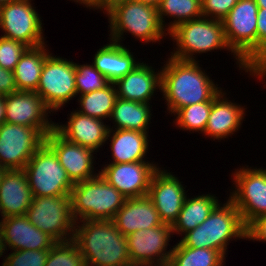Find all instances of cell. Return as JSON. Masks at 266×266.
<instances>
[{
  "label": "cell",
  "mask_w": 266,
  "mask_h": 266,
  "mask_svg": "<svg viewBox=\"0 0 266 266\" xmlns=\"http://www.w3.org/2000/svg\"><path fill=\"white\" fill-rule=\"evenodd\" d=\"M239 0H201L202 15L206 18L223 20Z\"/></svg>",
  "instance_id": "obj_39"
},
{
  "label": "cell",
  "mask_w": 266,
  "mask_h": 266,
  "mask_svg": "<svg viewBox=\"0 0 266 266\" xmlns=\"http://www.w3.org/2000/svg\"><path fill=\"white\" fill-rule=\"evenodd\" d=\"M266 243V214L254 219L246 227V241Z\"/></svg>",
  "instance_id": "obj_40"
},
{
  "label": "cell",
  "mask_w": 266,
  "mask_h": 266,
  "mask_svg": "<svg viewBox=\"0 0 266 266\" xmlns=\"http://www.w3.org/2000/svg\"><path fill=\"white\" fill-rule=\"evenodd\" d=\"M161 64V92L165 100V113L175 114L179 109L192 104L213 101L220 87L212 75L200 66L201 61H183L167 55ZM219 86V87H218Z\"/></svg>",
  "instance_id": "obj_1"
},
{
  "label": "cell",
  "mask_w": 266,
  "mask_h": 266,
  "mask_svg": "<svg viewBox=\"0 0 266 266\" xmlns=\"http://www.w3.org/2000/svg\"><path fill=\"white\" fill-rule=\"evenodd\" d=\"M45 266H86L85 260L72 239L57 242L50 250Z\"/></svg>",
  "instance_id": "obj_35"
},
{
  "label": "cell",
  "mask_w": 266,
  "mask_h": 266,
  "mask_svg": "<svg viewBox=\"0 0 266 266\" xmlns=\"http://www.w3.org/2000/svg\"><path fill=\"white\" fill-rule=\"evenodd\" d=\"M72 214L75 221H111L124 205V197L100 174L74 184L70 193Z\"/></svg>",
  "instance_id": "obj_6"
},
{
  "label": "cell",
  "mask_w": 266,
  "mask_h": 266,
  "mask_svg": "<svg viewBox=\"0 0 266 266\" xmlns=\"http://www.w3.org/2000/svg\"><path fill=\"white\" fill-rule=\"evenodd\" d=\"M4 253V254H3ZM7 252L5 251V247H4V242H3V239H2V235H1V231H0V258Z\"/></svg>",
  "instance_id": "obj_46"
},
{
  "label": "cell",
  "mask_w": 266,
  "mask_h": 266,
  "mask_svg": "<svg viewBox=\"0 0 266 266\" xmlns=\"http://www.w3.org/2000/svg\"><path fill=\"white\" fill-rule=\"evenodd\" d=\"M68 121L55 122L54 129L65 139L83 147H88L96 153L106 144L108 123L102 119L90 117L75 110L70 111Z\"/></svg>",
  "instance_id": "obj_21"
},
{
  "label": "cell",
  "mask_w": 266,
  "mask_h": 266,
  "mask_svg": "<svg viewBox=\"0 0 266 266\" xmlns=\"http://www.w3.org/2000/svg\"><path fill=\"white\" fill-rule=\"evenodd\" d=\"M5 250H50L57 241L38 229L26 215L9 216L0 220Z\"/></svg>",
  "instance_id": "obj_19"
},
{
  "label": "cell",
  "mask_w": 266,
  "mask_h": 266,
  "mask_svg": "<svg viewBox=\"0 0 266 266\" xmlns=\"http://www.w3.org/2000/svg\"><path fill=\"white\" fill-rule=\"evenodd\" d=\"M5 122L37 128L45 137L54 130L52 110L34 91L17 90L5 96Z\"/></svg>",
  "instance_id": "obj_15"
},
{
  "label": "cell",
  "mask_w": 266,
  "mask_h": 266,
  "mask_svg": "<svg viewBox=\"0 0 266 266\" xmlns=\"http://www.w3.org/2000/svg\"><path fill=\"white\" fill-rule=\"evenodd\" d=\"M226 257L217 250L209 248H190L179 240L174 244L167 266H225Z\"/></svg>",
  "instance_id": "obj_32"
},
{
  "label": "cell",
  "mask_w": 266,
  "mask_h": 266,
  "mask_svg": "<svg viewBox=\"0 0 266 266\" xmlns=\"http://www.w3.org/2000/svg\"><path fill=\"white\" fill-rule=\"evenodd\" d=\"M75 82L77 96L104 89L111 82L93 64L75 63Z\"/></svg>",
  "instance_id": "obj_34"
},
{
  "label": "cell",
  "mask_w": 266,
  "mask_h": 266,
  "mask_svg": "<svg viewBox=\"0 0 266 266\" xmlns=\"http://www.w3.org/2000/svg\"><path fill=\"white\" fill-rule=\"evenodd\" d=\"M117 98L118 95L115 83H110L104 89L79 95L77 97V102L80 106L76 111L105 121L108 118L110 119Z\"/></svg>",
  "instance_id": "obj_31"
},
{
  "label": "cell",
  "mask_w": 266,
  "mask_h": 266,
  "mask_svg": "<svg viewBox=\"0 0 266 266\" xmlns=\"http://www.w3.org/2000/svg\"><path fill=\"white\" fill-rule=\"evenodd\" d=\"M226 90L222 89L212 101V109L203 136L213 141H225L241 130L246 119V106L229 100ZM220 140V141H219Z\"/></svg>",
  "instance_id": "obj_20"
},
{
  "label": "cell",
  "mask_w": 266,
  "mask_h": 266,
  "mask_svg": "<svg viewBox=\"0 0 266 266\" xmlns=\"http://www.w3.org/2000/svg\"><path fill=\"white\" fill-rule=\"evenodd\" d=\"M111 221L125 237L141 229L163 224L148 196L127 198Z\"/></svg>",
  "instance_id": "obj_24"
},
{
  "label": "cell",
  "mask_w": 266,
  "mask_h": 266,
  "mask_svg": "<svg viewBox=\"0 0 266 266\" xmlns=\"http://www.w3.org/2000/svg\"><path fill=\"white\" fill-rule=\"evenodd\" d=\"M157 11L160 23L168 33L182 22L203 17L201 0H162Z\"/></svg>",
  "instance_id": "obj_30"
},
{
  "label": "cell",
  "mask_w": 266,
  "mask_h": 266,
  "mask_svg": "<svg viewBox=\"0 0 266 266\" xmlns=\"http://www.w3.org/2000/svg\"><path fill=\"white\" fill-rule=\"evenodd\" d=\"M23 170L33 197L70 195L74 187L55 152L45 142Z\"/></svg>",
  "instance_id": "obj_8"
},
{
  "label": "cell",
  "mask_w": 266,
  "mask_h": 266,
  "mask_svg": "<svg viewBox=\"0 0 266 266\" xmlns=\"http://www.w3.org/2000/svg\"><path fill=\"white\" fill-rule=\"evenodd\" d=\"M212 109V101H205L179 109L174 115V127L180 131L203 134ZM192 131V132H191Z\"/></svg>",
  "instance_id": "obj_33"
},
{
  "label": "cell",
  "mask_w": 266,
  "mask_h": 266,
  "mask_svg": "<svg viewBox=\"0 0 266 266\" xmlns=\"http://www.w3.org/2000/svg\"><path fill=\"white\" fill-rule=\"evenodd\" d=\"M33 194L23 169H6L0 184V217L26 215Z\"/></svg>",
  "instance_id": "obj_23"
},
{
  "label": "cell",
  "mask_w": 266,
  "mask_h": 266,
  "mask_svg": "<svg viewBox=\"0 0 266 266\" xmlns=\"http://www.w3.org/2000/svg\"><path fill=\"white\" fill-rule=\"evenodd\" d=\"M26 216L30 223L57 242L69 241L74 237L76 221L70 195L34 197Z\"/></svg>",
  "instance_id": "obj_11"
},
{
  "label": "cell",
  "mask_w": 266,
  "mask_h": 266,
  "mask_svg": "<svg viewBox=\"0 0 266 266\" xmlns=\"http://www.w3.org/2000/svg\"><path fill=\"white\" fill-rule=\"evenodd\" d=\"M215 194H198L196 196H186L183 207L177 220L171 226L173 234L182 237L187 232L194 230L202 224L221 201Z\"/></svg>",
  "instance_id": "obj_27"
},
{
  "label": "cell",
  "mask_w": 266,
  "mask_h": 266,
  "mask_svg": "<svg viewBox=\"0 0 266 266\" xmlns=\"http://www.w3.org/2000/svg\"><path fill=\"white\" fill-rule=\"evenodd\" d=\"M70 1H74L76 4L79 3V6L81 4V6L83 5V7H86L89 10H96V1L97 0H70Z\"/></svg>",
  "instance_id": "obj_43"
},
{
  "label": "cell",
  "mask_w": 266,
  "mask_h": 266,
  "mask_svg": "<svg viewBox=\"0 0 266 266\" xmlns=\"http://www.w3.org/2000/svg\"><path fill=\"white\" fill-rule=\"evenodd\" d=\"M16 91L14 72L0 67V95L7 96Z\"/></svg>",
  "instance_id": "obj_41"
},
{
  "label": "cell",
  "mask_w": 266,
  "mask_h": 266,
  "mask_svg": "<svg viewBox=\"0 0 266 266\" xmlns=\"http://www.w3.org/2000/svg\"><path fill=\"white\" fill-rule=\"evenodd\" d=\"M5 96L0 95V125H2L5 122Z\"/></svg>",
  "instance_id": "obj_44"
},
{
  "label": "cell",
  "mask_w": 266,
  "mask_h": 266,
  "mask_svg": "<svg viewBox=\"0 0 266 266\" xmlns=\"http://www.w3.org/2000/svg\"><path fill=\"white\" fill-rule=\"evenodd\" d=\"M127 1H129V0H97L96 1V10L98 12H103V14L106 15L116 5L127 2Z\"/></svg>",
  "instance_id": "obj_42"
},
{
  "label": "cell",
  "mask_w": 266,
  "mask_h": 266,
  "mask_svg": "<svg viewBox=\"0 0 266 266\" xmlns=\"http://www.w3.org/2000/svg\"><path fill=\"white\" fill-rule=\"evenodd\" d=\"M149 133L136 130L109 129L106 143L110 144L112 161L109 163H128L149 161ZM109 140V141H108ZM147 156V157H146Z\"/></svg>",
  "instance_id": "obj_25"
},
{
  "label": "cell",
  "mask_w": 266,
  "mask_h": 266,
  "mask_svg": "<svg viewBox=\"0 0 266 266\" xmlns=\"http://www.w3.org/2000/svg\"><path fill=\"white\" fill-rule=\"evenodd\" d=\"M29 48L21 41L0 36V67L14 71L20 57Z\"/></svg>",
  "instance_id": "obj_38"
},
{
  "label": "cell",
  "mask_w": 266,
  "mask_h": 266,
  "mask_svg": "<svg viewBox=\"0 0 266 266\" xmlns=\"http://www.w3.org/2000/svg\"><path fill=\"white\" fill-rule=\"evenodd\" d=\"M109 43L101 46L93 57L92 64L111 83L124 77L132 71L142 60L135 58V52L127 46L108 40ZM138 60V61H137Z\"/></svg>",
  "instance_id": "obj_26"
},
{
  "label": "cell",
  "mask_w": 266,
  "mask_h": 266,
  "mask_svg": "<svg viewBox=\"0 0 266 266\" xmlns=\"http://www.w3.org/2000/svg\"><path fill=\"white\" fill-rule=\"evenodd\" d=\"M255 0H239L222 20L228 46L251 71L257 69V15Z\"/></svg>",
  "instance_id": "obj_7"
},
{
  "label": "cell",
  "mask_w": 266,
  "mask_h": 266,
  "mask_svg": "<svg viewBox=\"0 0 266 266\" xmlns=\"http://www.w3.org/2000/svg\"><path fill=\"white\" fill-rule=\"evenodd\" d=\"M257 78L266 88V8H259L257 15V69L248 77ZM264 80V82H263Z\"/></svg>",
  "instance_id": "obj_36"
},
{
  "label": "cell",
  "mask_w": 266,
  "mask_h": 266,
  "mask_svg": "<svg viewBox=\"0 0 266 266\" xmlns=\"http://www.w3.org/2000/svg\"><path fill=\"white\" fill-rule=\"evenodd\" d=\"M14 1H17V0H0V6L4 4H8L10 2H14Z\"/></svg>",
  "instance_id": "obj_49"
},
{
  "label": "cell",
  "mask_w": 266,
  "mask_h": 266,
  "mask_svg": "<svg viewBox=\"0 0 266 266\" xmlns=\"http://www.w3.org/2000/svg\"><path fill=\"white\" fill-rule=\"evenodd\" d=\"M168 171L161 166L154 172L147 196L152 200L161 221L172 226L183 207L188 190L174 172Z\"/></svg>",
  "instance_id": "obj_17"
},
{
  "label": "cell",
  "mask_w": 266,
  "mask_h": 266,
  "mask_svg": "<svg viewBox=\"0 0 266 266\" xmlns=\"http://www.w3.org/2000/svg\"><path fill=\"white\" fill-rule=\"evenodd\" d=\"M44 142L37 128L4 122L0 125V167L24 169Z\"/></svg>",
  "instance_id": "obj_14"
},
{
  "label": "cell",
  "mask_w": 266,
  "mask_h": 266,
  "mask_svg": "<svg viewBox=\"0 0 266 266\" xmlns=\"http://www.w3.org/2000/svg\"><path fill=\"white\" fill-rule=\"evenodd\" d=\"M240 239L246 240V226L236 206L226 197V202L220 201L202 224L179 241L186 247L214 249L227 257L228 245Z\"/></svg>",
  "instance_id": "obj_4"
},
{
  "label": "cell",
  "mask_w": 266,
  "mask_h": 266,
  "mask_svg": "<svg viewBox=\"0 0 266 266\" xmlns=\"http://www.w3.org/2000/svg\"><path fill=\"white\" fill-rule=\"evenodd\" d=\"M156 163L154 161L105 162L98 170L99 174L124 197L138 198L148 195L152 175L160 167L159 163Z\"/></svg>",
  "instance_id": "obj_16"
},
{
  "label": "cell",
  "mask_w": 266,
  "mask_h": 266,
  "mask_svg": "<svg viewBox=\"0 0 266 266\" xmlns=\"http://www.w3.org/2000/svg\"><path fill=\"white\" fill-rule=\"evenodd\" d=\"M73 240L86 266H132L127 237L112 221H77Z\"/></svg>",
  "instance_id": "obj_2"
},
{
  "label": "cell",
  "mask_w": 266,
  "mask_h": 266,
  "mask_svg": "<svg viewBox=\"0 0 266 266\" xmlns=\"http://www.w3.org/2000/svg\"><path fill=\"white\" fill-rule=\"evenodd\" d=\"M45 143L55 152L73 184L94 178L99 174L94 167V161L95 158L97 160L96 155H98L94 150L68 141L55 129L45 137Z\"/></svg>",
  "instance_id": "obj_18"
},
{
  "label": "cell",
  "mask_w": 266,
  "mask_h": 266,
  "mask_svg": "<svg viewBox=\"0 0 266 266\" xmlns=\"http://www.w3.org/2000/svg\"><path fill=\"white\" fill-rule=\"evenodd\" d=\"M245 166L232 171L233 187L227 196L247 227L254 219L266 214V168Z\"/></svg>",
  "instance_id": "obj_9"
},
{
  "label": "cell",
  "mask_w": 266,
  "mask_h": 266,
  "mask_svg": "<svg viewBox=\"0 0 266 266\" xmlns=\"http://www.w3.org/2000/svg\"><path fill=\"white\" fill-rule=\"evenodd\" d=\"M166 38L173 39V44H175L174 50L169 54L173 58L183 61H199L197 58L199 54L224 50L231 52L229 54L235 58L236 67H239L238 70L241 73L243 71L248 75L252 73L228 46L221 20L201 17L182 22L172 29Z\"/></svg>",
  "instance_id": "obj_3"
},
{
  "label": "cell",
  "mask_w": 266,
  "mask_h": 266,
  "mask_svg": "<svg viewBox=\"0 0 266 266\" xmlns=\"http://www.w3.org/2000/svg\"><path fill=\"white\" fill-rule=\"evenodd\" d=\"M49 250H15L3 256L1 266H45Z\"/></svg>",
  "instance_id": "obj_37"
},
{
  "label": "cell",
  "mask_w": 266,
  "mask_h": 266,
  "mask_svg": "<svg viewBox=\"0 0 266 266\" xmlns=\"http://www.w3.org/2000/svg\"><path fill=\"white\" fill-rule=\"evenodd\" d=\"M259 8H266V0H255Z\"/></svg>",
  "instance_id": "obj_47"
},
{
  "label": "cell",
  "mask_w": 266,
  "mask_h": 266,
  "mask_svg": "<svg viewBox=\"0 0 266 266\" xmlns=\"http://www.w3.org/2000/svg\"><path fill=\"white\" fill-rule=\"evenodd\" d=\"M151 106V107H150ZM152 105L117 98L108 124L109 129L136 130L149 133L152 122Z\"/></svg>",
  "instance_id": "obj_28"
},
{
  "label": "cell",
  "mask_w": 266,
  "mask_h": 266,
  "mask_svg": "<svg viewBox=\"0 0 266 266\" xmlns=\"http://www.w3.org/2000/svg\"><path fill=\"white\" fill-rule=\"evenodd\" d=\"M135 1L141 2L143 4L152 5L157 8L162 0H135Z\"/></svg>",
  "instance_id": "obj_45"
},
{
  "label": "cell",
  "mask_w": 266,
  "mask_h": 266,
  "mask_svg": "<svg viewBox=\"0 0 266 266\" xmlns=\"http://www.w3.org/2000/svg\"><path fill=\"white\" fill-rule=\"evenodd\" d=\"M106 17L110 29L108 39L122 45L126 33H130L135 41L140 40L139 42L152 45L156 42L160 45L161 40L168 36V32L160 23L157 8L152 5L129 0L116 5Z\"/></svg>",
  "instance_id": "obj_5"
},
{
  "label": "cell",
  "mask_w": 266,
  "mask_h": 266,
  "mask_svg": "<svg viewBox=\"0 0 266 266\" xmlns=\"http://www.w3.org/2000/svg\"><path fill=\"white\" fill-rule=\"evenodd\" d=\"M53 54L51 52L45 59L36 93L55 115L77 98V91L75 62Z\"/></svg>",
  "instance_id": "obj_10"
},
{
  "label": "cell",
  "mask_w": 266,
  "mask_h": 266,
  "mask_svg": "<svg viewBox=\"0 0 266 266\" xmlns=\"http://www.w3.org/2000/svg\"><path fill=\"white\" fill-rule=\"evenodd\" d=\"M50 52L47 43L26 50L13 71L17 90L36 92L45 59Z\"/></svg>",
  "instance_id": "obj_29"
},
{
  "label": "cell",
  "mask_w": 266,
  "mask_h": 266,
  "mask_svg": "<svg viewBox=\"0 0 266 266\" xmlns=\"http://www.w3.org/2000/svg\"><path fill=\"white\" fill-rule=\"evenodd\" d=\"M173 235L171 225L163 223L127 236L132 266H167L174 249L169 244Z\"/></svg>",
  "instance_id": "obj_13"
},
{
  "label": "cell",
  "mask_w": 266,
  "mask_h": 266,
  "mask_svg": "<svg viewBox=\"0 0 266 266\" xmlns=\"http://www.w3.org/2000/svg\"><path fill=\"white\" fill-rule=\"evenodd\" d=\"M144 62L115 82L118 98L152 104L156 92H161V67Z\"/></svg>",
  "instance_id": "obj_22"
},
{
  "label": "cell",
  "mask_w": 266,
  "mask_h": 266,
  "mask_svg": "<svg viewBox=\"0 0 266 266\" xmlns=\"http://www.w3.org/2000/svg\"><path fill=\"white\" fill-rule=\"evenodd\" d=\"M5 171H6V168L0 167V184H1V181H2V178H3Z\"/></svg>",
  "instance_id": "obj_48"
},
{
  "label": "cell",
  "mask_w": 266,
  "mask_h": 266,
  "mask_svg": "<svg viewBox=\"0 0 266 266\" xmlns=\"http://www.w3.org/2000/svg\"><path fill=\"white\" fill-rule=\"evenodd\" d=\"M32 1L17 0L0 6L1 36L21 41L29 47L48 42L43 30L45 24Z\"/></svg>",
  "instance_id": "obj_12"
}]
</instances>
